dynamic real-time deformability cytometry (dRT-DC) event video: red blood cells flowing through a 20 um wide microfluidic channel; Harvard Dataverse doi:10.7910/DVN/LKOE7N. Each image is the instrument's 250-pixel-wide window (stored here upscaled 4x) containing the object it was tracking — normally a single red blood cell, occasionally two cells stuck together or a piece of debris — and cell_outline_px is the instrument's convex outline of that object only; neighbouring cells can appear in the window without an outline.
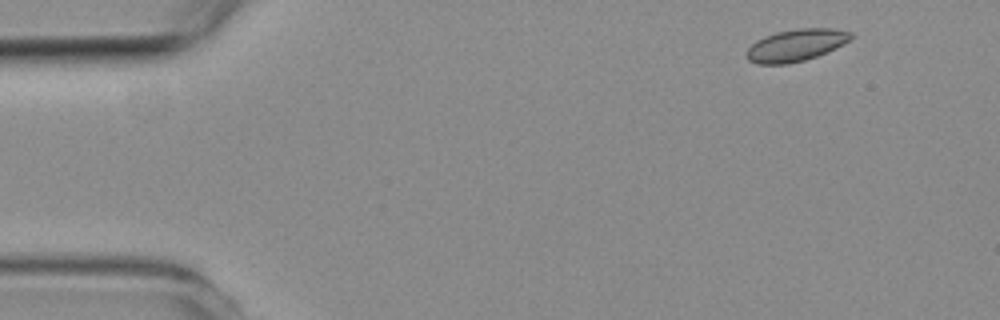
{"species": "common noctule bat (a hibernating species)", "species_latin": "Nyctalus noctula", "temperature_condition": "room temperature", "stored_images_in_passage": 5, "camera_frame_rate_fps": 3000, "um_per_image_px": 0.085, "animal": {"sex": "female", "body_mass_g": 19.3, "forearm_length_mm": 54.1}, "frame": {"image": 1, "passage_image": 1, "time_ms": 0.0, "image_size_px": [1000, 320], "cell_outline_px": [[852, 36], [844, 44], [816, 56], [804, 60], [788, 64], [756, 64], [748, 60], [744, 56], [748, 48], [756, 40], [764, 36], [776, 32], [800, 28], [832, 28], [852, 32]], "centroid_in_image_um": [67.61, 3.84], "position_along_channel_um": 17.4, "area_um2": 19.48}}
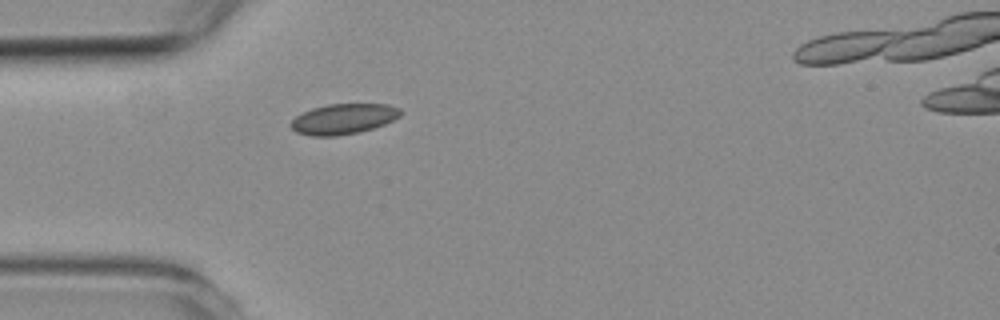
{"frame": {"image": 2, "passage_image": 4, "time_ms": 3.333, "image_size_px": [1000, 320], "cell_outline_px": [[404, 112], [400, 116], [384, 124], [360, 132], [336, 136], [312, 136], [296, 132], [292, 128], [292, 120], [296, 116], [312, 108], [328, 104], [388, 104], [400, 108]], "centroid_in_image_um": [29.22, 10.1], "position_along_channel_um": 55.8, "area_um2": 19.36}}